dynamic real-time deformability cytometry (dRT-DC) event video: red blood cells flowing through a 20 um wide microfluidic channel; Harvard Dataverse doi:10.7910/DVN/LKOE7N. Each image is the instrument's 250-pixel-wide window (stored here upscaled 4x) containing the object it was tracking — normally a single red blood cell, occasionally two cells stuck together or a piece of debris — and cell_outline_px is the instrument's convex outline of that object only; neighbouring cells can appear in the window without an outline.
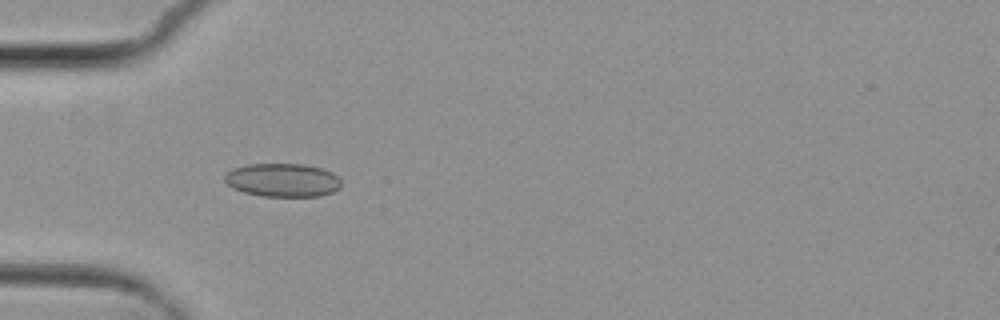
{"species": "common noctule bat (a hibernating species)", "species_latin": "Nyctalus noctula", "temperature_condition": "cold", "stored_images_in_passage": 6, "camera_frame_rate_fps": 3000, "um_per_image_px": 0.085, "animal": {"sex": "female", "body_mass_g": 29.2, "forearm_length_mm": 56.3}, "frame": {"image": 1, "passage_image": 5, "time_ms": 5.667, "image_size_px": [1000, 320], "cell_outline_px": [[340, 188], [332, 192], [320, 196], [260, 196], [244, 192], [232, 188], [224, 180], [224, 176], [232, 168], [248, 164], [304, 164], [320, 168], [332, 172], [340, 180]], "centroid_in_image_um": [24.0, 15.31], "position_along_channel_um": 61.0, "area_um2": 22.72}}
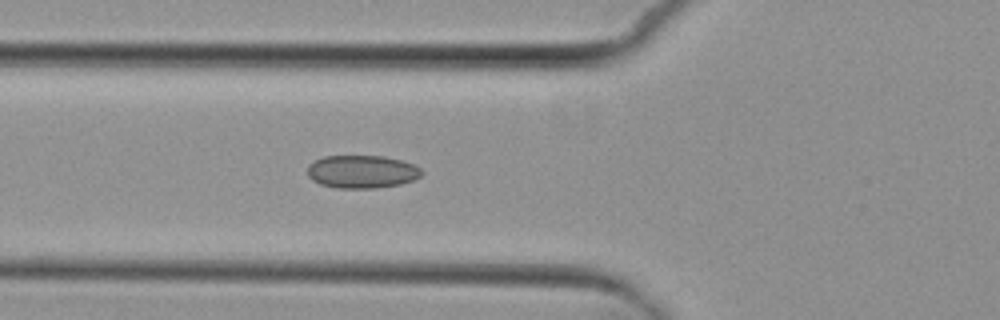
{"frame": {"image": 2, "passage_image": 6, "time_ms": 6.667, "image_size_px": [1000, 320], "cell_outline_px": [[424, 172], [420, 176], [412, 180], [400, 184], [376, 188], [336, 188], [320, 184], [312, 180], [308, 176], [308, 164], [324, 156], [384, 156], [400, 160], [412, 164], [420, 168]], "centroid_in_image_um": [30.75, 14.59], "position_along_channel_um": 95.1, "area_um2": 21.91}}